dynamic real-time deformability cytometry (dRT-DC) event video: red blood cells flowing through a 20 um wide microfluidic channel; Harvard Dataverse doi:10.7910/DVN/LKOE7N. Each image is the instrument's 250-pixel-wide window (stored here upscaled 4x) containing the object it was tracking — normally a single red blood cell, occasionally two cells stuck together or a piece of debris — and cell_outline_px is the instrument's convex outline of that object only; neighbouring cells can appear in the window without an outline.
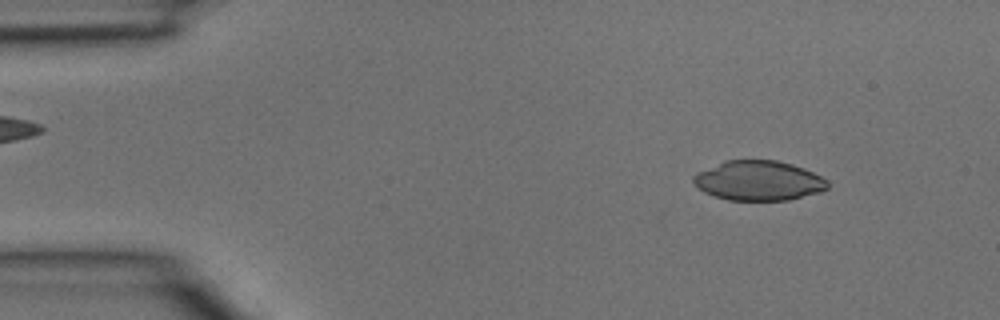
{"species": "common noctule bat (a hibernating species)", "species_latin": "Nyctalus noctula", "temperature_condition": "room temperature", "stored_images_in_passage": 10, "camera_frame_rate_fps": 3000, "um_per_image_px": 0.085, "animal": {"sex": "male", "body_mass_g": 15.6}, "frame": {"image": 1, "passage_image": 4, "time_ms": 1.0, "image_size_px": [1000, 320], "cell_outline_px": [[828, 188], [820, 192], [788, 200], [728, 200], [704, 192], [692, 180], [692, 176], [724, 160], [776, 160], [792, 164], [804, 168], [828, 180]], "centroid_in_image_um": [64.51, 15.35], "position_along_channel_um": 20.5, "area_um2": 30.87}}